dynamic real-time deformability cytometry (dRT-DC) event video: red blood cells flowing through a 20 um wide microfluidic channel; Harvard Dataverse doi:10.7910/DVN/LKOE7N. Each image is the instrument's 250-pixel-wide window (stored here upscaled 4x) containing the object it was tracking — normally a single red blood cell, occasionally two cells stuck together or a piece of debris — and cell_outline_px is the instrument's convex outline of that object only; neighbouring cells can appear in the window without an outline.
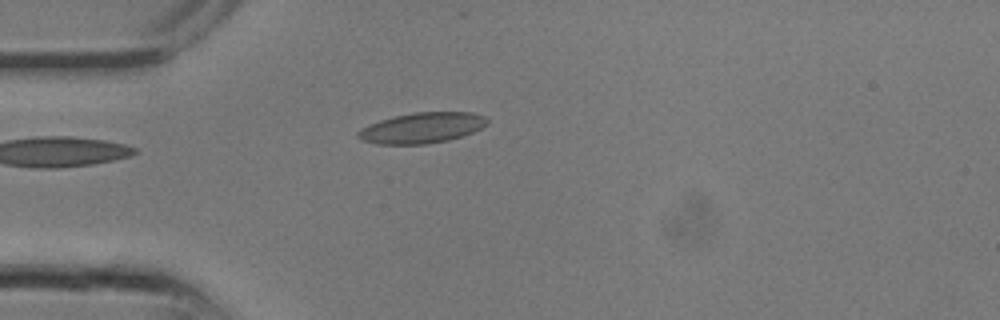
{"species": "common noctule bat (a hibernating species)", "species_latin": "Nyctalus noctula", "temperature_condition": "room temperature", "stored_images_in_passage": 3, "camera_frame_rate_fps": 3000, "um_per_image_px": 0.085, "animal": {"sex": "male", "body_mass_g": 13.3}, "frame": {"image": 1, "passage_image": 3, "time_ms": 0.667, "image_size_px": [1000, 320], "cell_outline_px": [[488, 124], [472, 132], [448, 140], [424, 144], [376, 144], [364, 140], [356, 136], [356, 132], [380, 120], [412, 112], [472, 112], [484, 116], [488, 120]], "centroid_in_image_um": [35.88, 10.86], "position_along_channel_um": 49.1, "area_um2": 22.72}}